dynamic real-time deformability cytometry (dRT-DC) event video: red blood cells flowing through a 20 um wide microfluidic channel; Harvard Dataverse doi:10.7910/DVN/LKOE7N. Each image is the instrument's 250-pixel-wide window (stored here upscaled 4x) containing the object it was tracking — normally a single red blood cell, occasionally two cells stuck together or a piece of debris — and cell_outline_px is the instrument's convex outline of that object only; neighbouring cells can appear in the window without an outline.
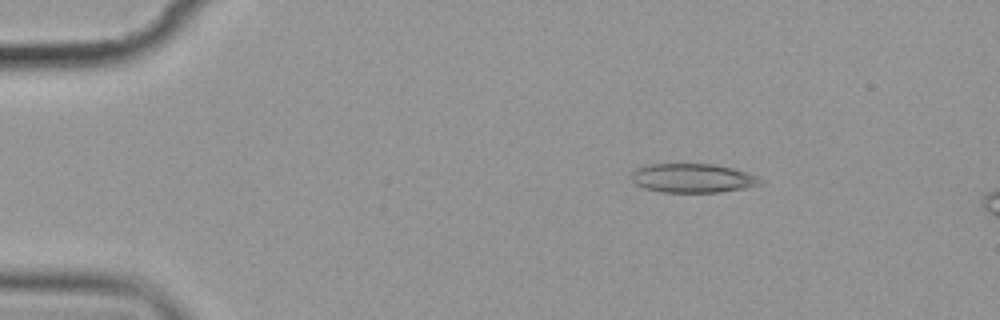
{"species": "common noctule bat (a hibernating species)", "species_latin": "Nyctalus noctula", "temperature_condition": "cold", "stored_images_in_passage": 3, "camera_frame_rate_fps": 3000, "um_per_image_px": 0.085, "animal": {"sex": "female", "body_mass_g": 19.9}, "frame": {"image": 1, "passage_image": 1, "time_ms": 0.0, "image_size_px": [1000, 320], "cell_outline_px": [[764, 184], [744, 188], [720, 192], [664, 192], [644, 188], [636, 184], [632, 180], [632, 172], [636, 168], [648, 164], [712, 164], [732, 168], [756, 176], [764, 180]], "centroid_in_image_um": [58.88, 15.14], "position_along_channel_um": 26.1, "area_um2": 21.73}}